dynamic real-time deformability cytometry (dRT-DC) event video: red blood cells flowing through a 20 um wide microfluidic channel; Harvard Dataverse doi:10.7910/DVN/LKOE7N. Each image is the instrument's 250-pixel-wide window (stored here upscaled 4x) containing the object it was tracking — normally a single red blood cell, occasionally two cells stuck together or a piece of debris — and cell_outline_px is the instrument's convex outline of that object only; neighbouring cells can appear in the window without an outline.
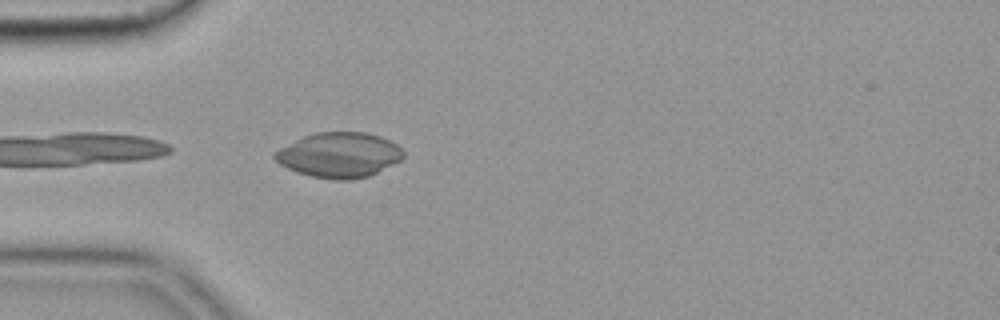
{"species": "common noctule bat (a hibernating species)", "species_latin": "Nyctalus noctula", "temperature_condition": "cold", "stored_images_in_passage": 5, "camera_frame_rate_fps": 3000, "um_per_image_px": 0.085, "animal": {"sex": "female", "body_mass_g": 19.9}, "frame": {"image": 1, "passage_image": 1, "time_ms": 0.0, "image_size_px": [1000, 320], "cell_outline_px": [[404, 156], [400, 160], [368, 176], [352, 180], [336, 180], [312, 176], [296, 172], [280, 164], [272, 156], [272, 152], [304, 136], [316, 132], [364, 132], [380, 136], [396, 144], [404, 152]], "centroid_in_image_um": [28.8, 13.17], "position_along_channel_um": 56.2, "area_um2": 33.52}}